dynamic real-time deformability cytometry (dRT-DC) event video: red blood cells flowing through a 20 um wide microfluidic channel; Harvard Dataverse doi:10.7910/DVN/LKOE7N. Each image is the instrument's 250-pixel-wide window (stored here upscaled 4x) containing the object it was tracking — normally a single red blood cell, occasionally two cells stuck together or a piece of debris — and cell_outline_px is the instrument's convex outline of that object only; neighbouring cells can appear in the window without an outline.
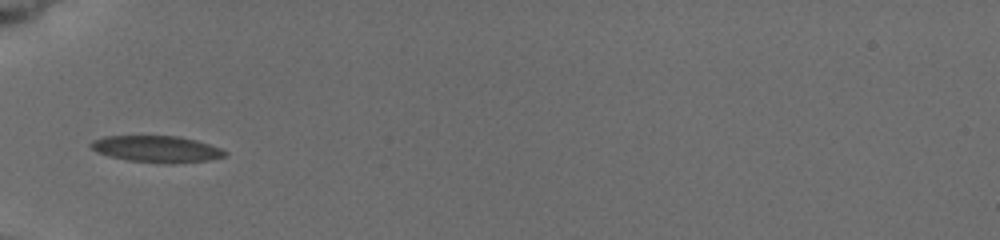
{"species": "common noctule bat (a hibernating species)", "species_latin": "Nyctalus noctula", "temperature_condition": "cold", "stored_images_in_passage": 7, "camera_frame_rate_fps": 3000, "um_per_image_px": 0.085, "animal": {"sex": "female", "body_mass_g": 19.5, "forearm_length_mm": 54.1}, "frame": {"image": 1, "passage_image": 5, "time_ms": 4.667, "image_size_px": [1000, 240], "cell_outline_px": [[228, 152], [224, 156], [208, 160], [172, 164], [164, 164], [128, 160], [108, 156], [96, 152], [88, 144], [92, 140], [104, 136], [180, 136], [196, 140], [220, 148]], "centroid_in_image_um": [13.28, 12.67], "position_along_channel_um": 71.7, "area_um2": 20.87}}
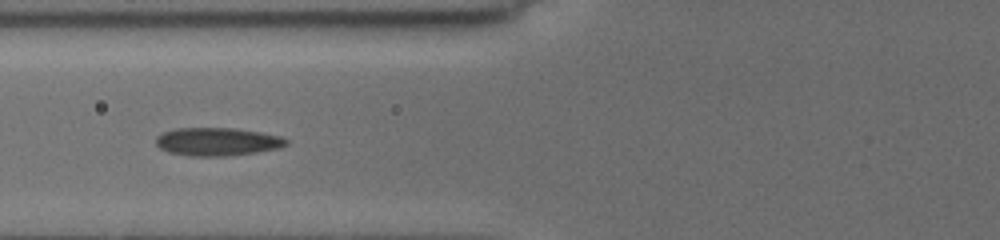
{"frame": {"image": 2, "passage_image": 6, "time_ms": 5.667, "image_size_px": [1000, 240], "cell_outline_px": [[288, 144], [280, 148], [256, 152], [228, 156], [188, 156], [168, 152], [160, 148], [156, 144], [156, 136], [164, 132], [176, 128], [236, 128], [260, 132], [280, 136], [288, 140]], "centroid_in_image_um": [18.47, 12.04], "position_along_channel_um": 107.3, "area_um2": 21.44}}